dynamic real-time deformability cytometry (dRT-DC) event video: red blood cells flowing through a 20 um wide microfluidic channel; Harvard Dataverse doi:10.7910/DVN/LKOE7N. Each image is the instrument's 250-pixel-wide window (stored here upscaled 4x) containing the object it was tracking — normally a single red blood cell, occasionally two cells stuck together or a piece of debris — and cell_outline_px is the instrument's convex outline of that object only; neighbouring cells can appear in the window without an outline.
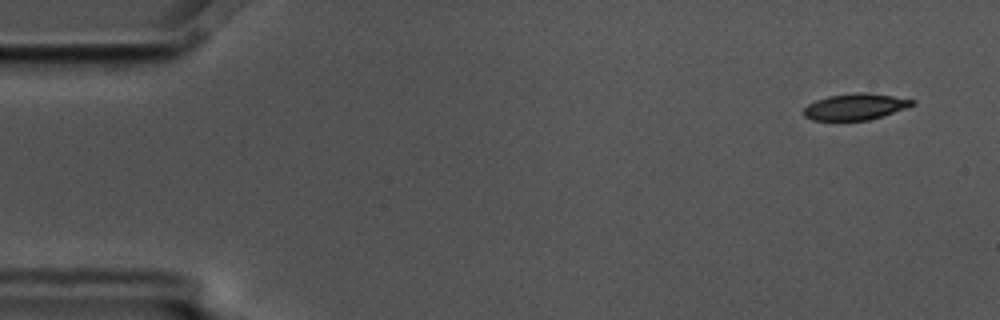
{"species": "common noctule bat (a hibernating species)", "species_latin": "Nyctalus noctula", "temperature_condition": "cold", "stored_images_in_passage": 7, "camera_frame_rate_fps": 3000, "um_per_image_px": 0.085, "animal": {"sex": "male", "body_mass_g": 17.5, "forearm_length_mm": 52.3}, "frame": {"image": 1, "passage_image": 1, "time_ms": 0.0, "image_size_px": [1000, 320], "cell_outline_px": [[916, 104], [868, 120], [812, 120], [804, 116], [804, 108], [808, 104], [816, 100], [828, 96], [860, 92], [868, 92], [916, 100]], "centroid_in_image_um": [72.68, 9.06], "position_along_channel_um": 12.3, "area_um2": 16.42}}
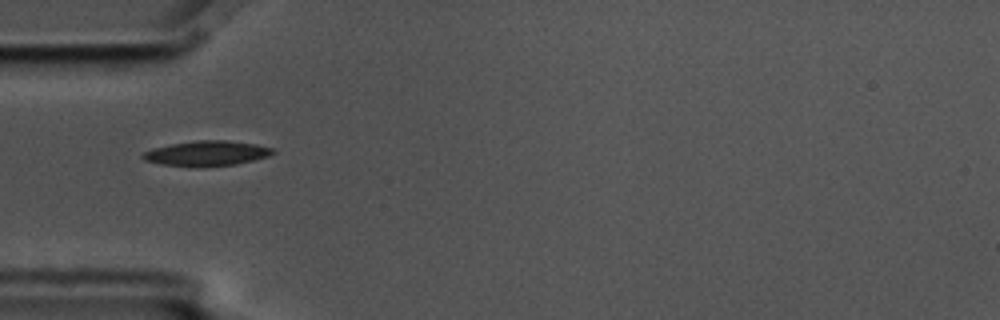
{"frame": {"image": 2, "passage_image": 5, "time_ms": 1.333, "image_size_px": [1000, 320], "cell_outline_px": [[276, 152], [268, 156], [236, 164], [200, 168], [196, 168], [160, 164], [144, 160], [140, 156], [144, 152], [152, 148], [172, 144], [196, 140], [228, 140], [256, 144], [272, 148]], "centroid_in_image_um": [17.54, 13.05], "position_along_channel_um": 67.5, "area_um2": 19.25}}